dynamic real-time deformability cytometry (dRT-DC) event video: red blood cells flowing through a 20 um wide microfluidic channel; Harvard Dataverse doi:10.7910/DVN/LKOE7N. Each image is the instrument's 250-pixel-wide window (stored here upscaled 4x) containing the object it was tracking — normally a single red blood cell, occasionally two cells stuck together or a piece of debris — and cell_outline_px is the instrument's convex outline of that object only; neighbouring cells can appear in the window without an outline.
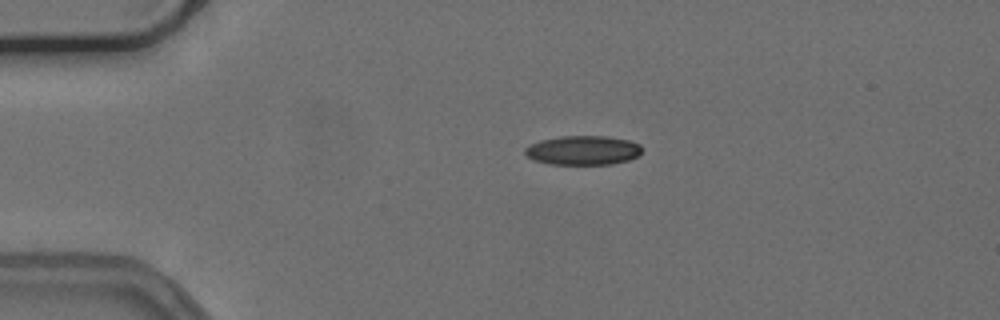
{"species": "common noctule bat (a hibernating species)", "species_latin": "Nyctalus noctula", "temperature_condition": "cold", "stored_images_in_passage": 44, "camera_frame_rate_fps": 3000, "um_per_image_px": 0.085, "animal": {"sex": "female", "body_mass_g": 24.6, "forearm_length_mm": 56.2}, "frame": {"image": 1, "passage_image": 1, "time_ms": 0.0, "image_size_px": [1000, 320], "cell_outline_px": [[644, 148], [636, 156], [628, 160], [612, 164], [548, 164], [532, 160], [524, 152], [524, 148], [540, 140], [560, 136], [608, 136], [628, 140], [640, 144]], "centroid_in_image_um": [49.55, 12.77], "position_along_channel_um": 35.5, "area_um2": 20.0}}
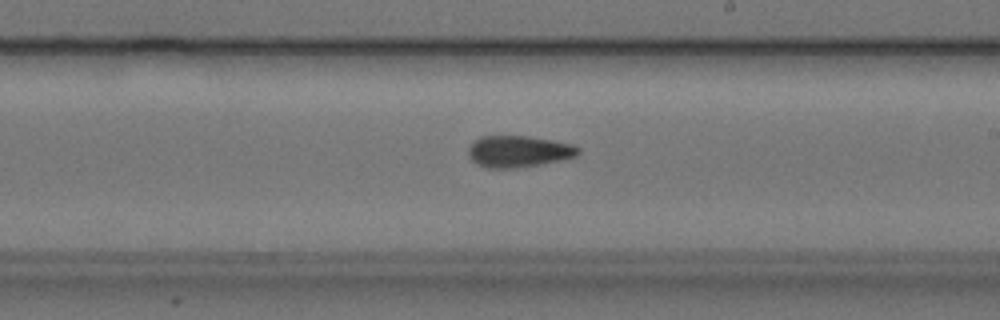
{"frame": {"image": 2, "passage_image": 21, "time_ms": 6.667, "image_size_px": [1000, 320], "cell_outline_px": [[580, 152], [576, 156], [560, 160], [540, 164], [516, 168], [484, 168], [476, 164], [468, 156], [468, 148], [480, 136], [528, 136], [552, 140], [572, 144], [580, 148]], "centroid_in_image_um": [44.06, 12.87], "position_along_channel_um": 244.9, "area_um2": 20.23}}
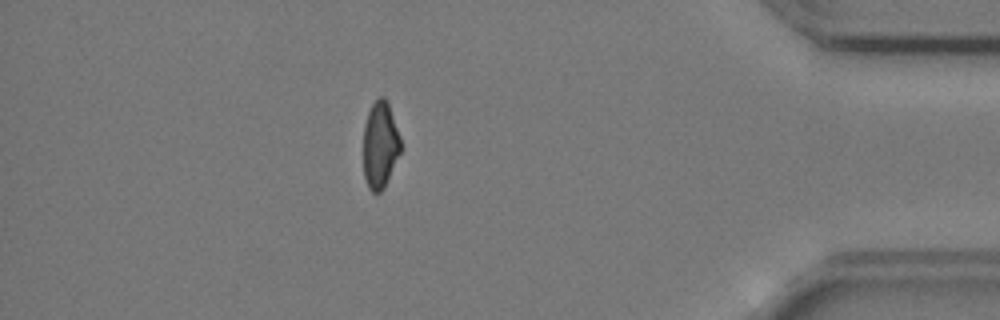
{"frame": {"image": 3, "passage_image": 37, "time_ms": 12.0, "image_size_px": [1000, 320], "cell_outline_px": [[400, 152], [384, 188], [380, 192], [372, 192], [368, 188], [364, 176], [364, 124], [368, 112], [372, 104], [380, 96], [384, 96], [388, 104], [400, 136]], "centroid_in_image_um": [32.3, 12.33], "position_along_channel_um": 402.9, "area_um2": 18.61}, "authors_computed_cell_mechanics": {"area_um2": 20.519, "velocity_mm_per_s": 3.7648, "shape_relaxation_time_tau1_ms": null, "shape_relaxation_time_tau2_ms": 2.8267, "deformation_change_tau1": null, "deformation_change_tau2": 0.1009}}